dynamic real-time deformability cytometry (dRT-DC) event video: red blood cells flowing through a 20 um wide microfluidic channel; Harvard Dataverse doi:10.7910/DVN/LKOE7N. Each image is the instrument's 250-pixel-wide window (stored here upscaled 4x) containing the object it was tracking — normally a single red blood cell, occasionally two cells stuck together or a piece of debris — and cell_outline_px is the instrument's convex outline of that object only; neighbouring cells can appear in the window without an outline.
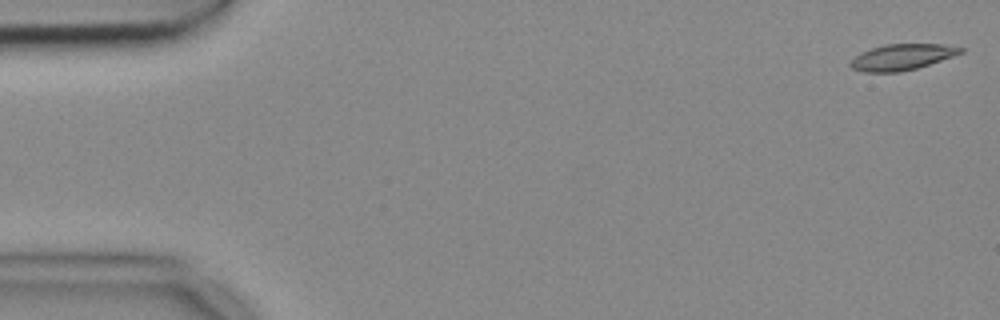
{"species": "common noctule bat (a hibernating species)", "species_latin": "Nyctalus noctula", "temperature_condition": "cold", "stored_images_in_passage": 54, "camera_frame_rate_fps": 3000, "um_per_image_px": 0.085, "animal": {"sex": "female", "body_mass_g": 18.4}, "frame": {"image": 1, "passage_image": 1, "time_ms": 0.0, "image_size_px": [1000, 320], "cell_outline_px": [[964, 52], [916, 68], [900, 72], [864, 72], [852, 68], [848, 64], [860, 52], [884, 44], [940, 44], [964, 48]], "centroid_in_image_um": [76.63, 4.85], "position_along_channel_um": 8.4, "area_um2": 16.47}}
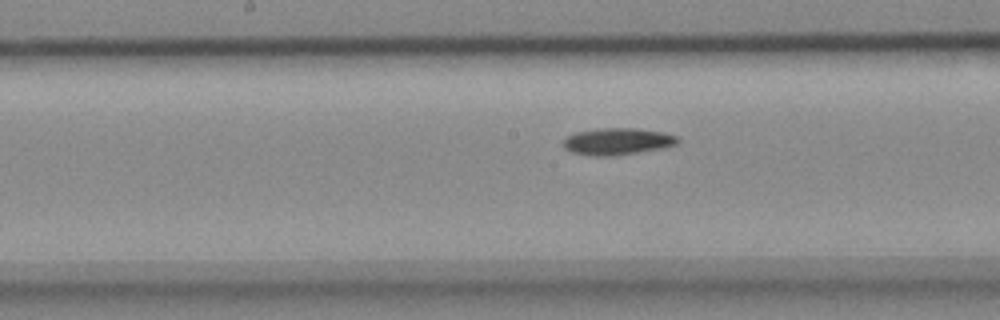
{"frame": {"image": 2, "passage_image": 27, "time_ms": 8.667, "image_size_px": [1000, 320], "cell_outline_px": [[680, 140], [676, 144], [664, 148], [612, 156], [592, 156], [572, 152], [564, 148], [564, 140], [568, 136], [576, 132], [600, 128], [636, 128], [664, 132], [676, 136]], "centroid_in_image_um": [52.5, 12.02], "position_along_channel_um": 195.7, "area_um2": 17.86}}
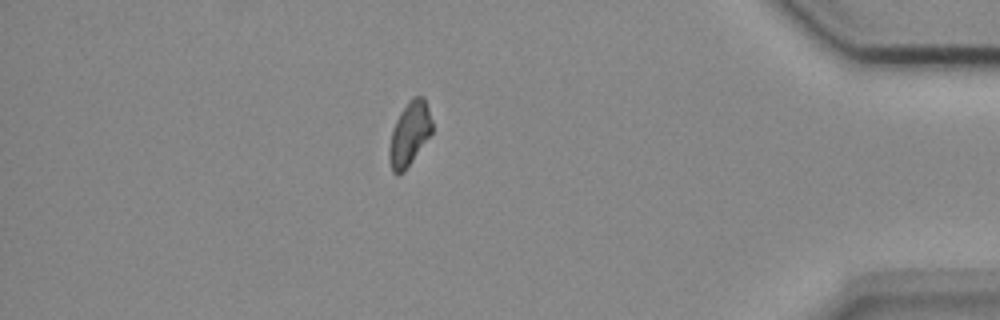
{"frame": {"image": 3, "passage_image": 47, "time_ms": 15.333, "image_size_px": [1000, 320], "cell_outline_px": [[432, 132], [404, 172], [396, 176], [392, 172], [388, 156], [388, 148], [392, 128], [400, 112], [408, 100], [412, 96], [424, 96], [432, 120]], "centroid_in_image_um": [34.78, 11.37], "position_along_channel_um": 400.4, "area_um2": 16.13}}